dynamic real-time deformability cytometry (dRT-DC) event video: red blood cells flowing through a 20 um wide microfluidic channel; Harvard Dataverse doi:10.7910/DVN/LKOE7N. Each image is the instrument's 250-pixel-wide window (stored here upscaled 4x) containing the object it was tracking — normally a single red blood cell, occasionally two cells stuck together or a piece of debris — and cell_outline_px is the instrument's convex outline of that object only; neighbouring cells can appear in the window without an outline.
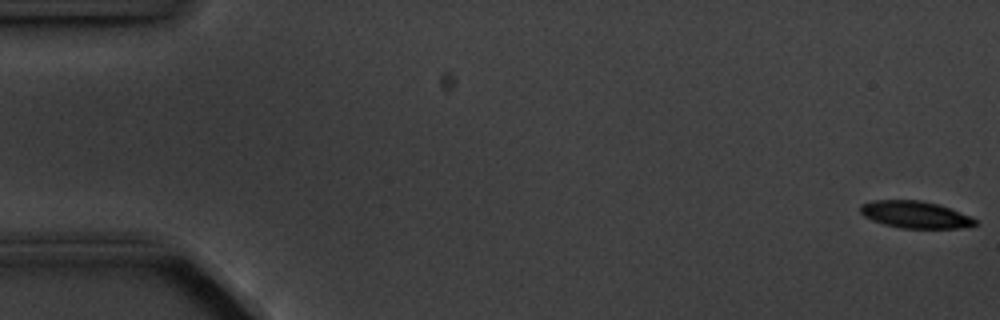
{"species": "common noctule bat (a hibernating species)", "species_latin": "Nyctalus noctula", "temperature_condition": "cold", "stored_images_in_passage": 15, "camera_frame_rate_fps": 3000, "um_per_image_px": 0.085, "animal": {"sex": "male", "body_mass_g": 20.1, "forearm_length_mm": 53.5}, "frame": {"image": 1, "passage_image": 1, "time_ms": 0.0, "image_size_px": [1000, 320], "cell_outline_px": [[976, 224], [964, 228], [900, 228], [884, 224], [872, 220], [864, 216], [860, 212], [860, 204], [872, 200], [920, 200], [936, 204], [972, 216], [976, 220]], "centroid_in_image_um": [77.77, 18.24], "position_along_channel_um": 7.2, "area_um2": 18.03}}
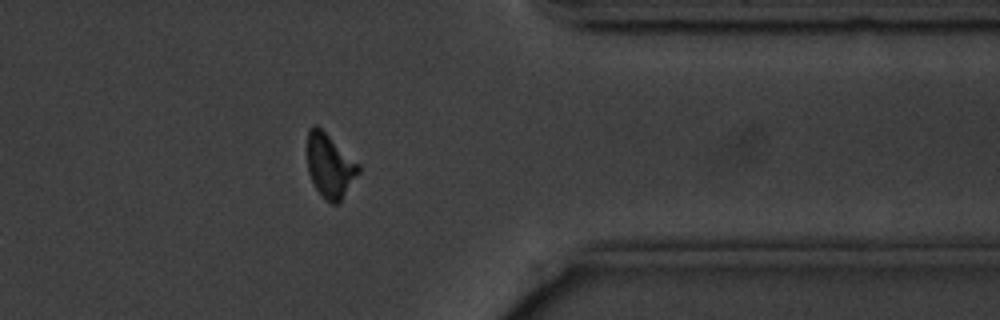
{"frame": {"image": 2, "passage_image": 13, "time_ms": 14.667, "image_size_px": [1000, 320], "cell_outline_px": [[360, 172], [340, 200], [336, 204], [332, 204], [316, 188], [308, 172], [308, 128], [316, 124], [360, 164]], "centroid_in_image_um": [28.05, 14.06], "position_along_channel_um": 383.4, "area_um2": 18.61}}
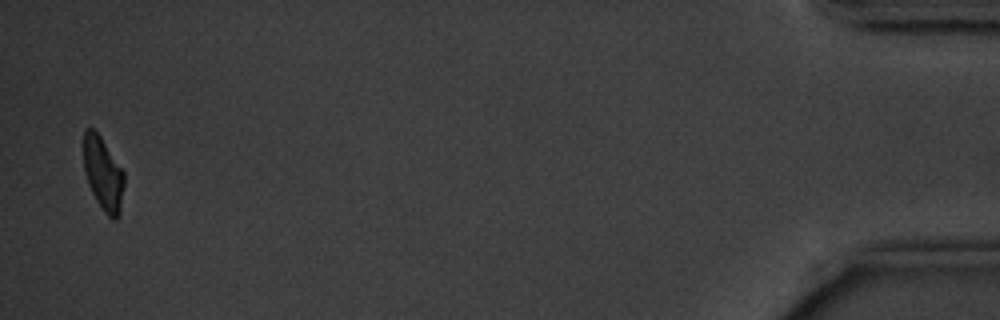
{"frame": {"image": 3, "passage_image": 15, "time_ms": 18.0, "image_size_px": [1000, 320], "cell_outline_px": [[124, 184], [120, 216], [116, 220], [112, 220], [104, 212], [96, 200], [88, 184], [84, 172], [84, 128], [92, 128], [100, 136], [124, 172]], "centroid_in_image_um": [8.77, 14.81], "position_along_channel_um": 426.4, "area_um2": 17.34}, "authors_computed_cell_mechanics": {"area_um2": 18.9006, "velocity_mm_per_s": 3.5856, "shape_relaxation_time_tau1_ms": 1.6953, "shape_relaxation_time_tau2_ms": null, "deformation_change_tau1": 0.1022, "deformation_change_tau2": null}}